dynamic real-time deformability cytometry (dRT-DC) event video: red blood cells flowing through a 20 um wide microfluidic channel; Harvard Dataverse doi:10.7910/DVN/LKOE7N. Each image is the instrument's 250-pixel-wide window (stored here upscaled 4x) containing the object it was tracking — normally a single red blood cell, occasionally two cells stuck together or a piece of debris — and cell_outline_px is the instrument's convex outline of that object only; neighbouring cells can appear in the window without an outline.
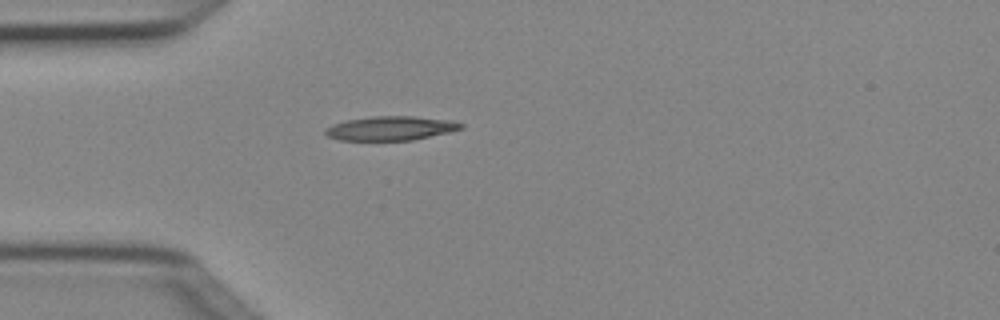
{"species": "Egyptian fruit bat (a non-hibernating species)", "species_latin": "Rousettus aegyptiacus", "temperature_condition": "cold", "stored_images_in_passage": 1, "camera_frame_rate_fps": 3000, "um_per_image_px": 0.085, "animal": {"sex": "female"}, "frame": {"image": 1, "passage_image": 1, "time_ms": 0.0, "image_size_px": [1000, 320], "cell_outline_px": [[464, 128], [448, 132], [412, 140], [340, 140], [328, 136], [324, 132], [324, 128], [332, 124], [348, 120], [372, 116], [412, 116], [452, 120], [464, 124]], "centroid_in_image_um": [33.21, 10.9], "position_along_channel_um": 51.8, "area_um2": 19.02}}